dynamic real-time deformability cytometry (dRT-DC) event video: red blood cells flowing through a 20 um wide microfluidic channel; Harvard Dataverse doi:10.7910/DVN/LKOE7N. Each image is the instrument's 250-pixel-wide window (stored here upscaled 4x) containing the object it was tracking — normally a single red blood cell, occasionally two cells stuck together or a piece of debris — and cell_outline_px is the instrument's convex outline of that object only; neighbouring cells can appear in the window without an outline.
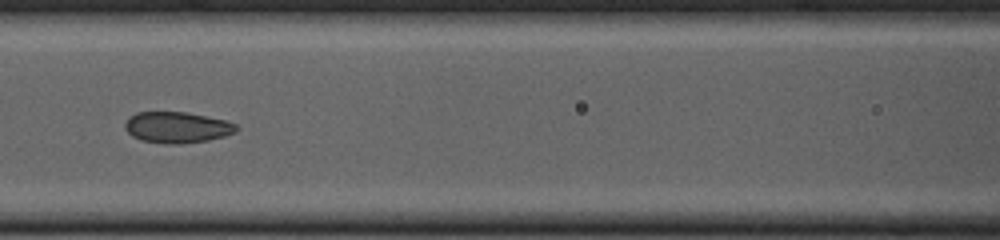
{"species": "common noctule bat (a hibernating species)", "species_latin": "Nyctalus noctula", "temperature_condition": "cold", "stored_images_in_passage": 18, "camera_frame_rate_fps": 3000, "um_per_image_px": 0.085, "animal": {"sex": "female", "body_mass_g": 23.0, "forearm_length_mm": 53.4}, "frame": {"image": 1, "passage_image": 11, "time_ms": 3.333, "image_size_px": [1000, 240], "cell_outline_px": [[240, 128], [236, 132], [224, 136], [208, 140], [180, 144], [164, 144], [140, 140], [132, 136], [124, 128], [124, 124], [128, 116], [136, 112], [184, 112], [224, 120], [236, 124]], "centroid_in_image_um": [15.01, 10.83], "position_along_channel_um": 151.6, "area_um2": 20.29}}